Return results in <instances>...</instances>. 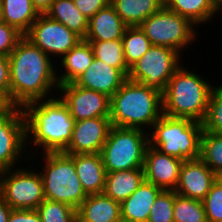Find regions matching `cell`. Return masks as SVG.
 Segmentation results:
<instances>
[{
  "instance_id": "cell-41",
  "label": "cell",
  "mask_w": 222,
  "mask_h": 222,
  "mask_svg": "<svg viewBox=\"0 0 222 222\" xmlns=\"http://www.w3.org/2000/svg\"><path fill=\"white\" fill-rule=\"evenodd\" d=\"M12 208L0 197V222H8Z\"/></svg>"
},
{
  "instance_id": "cell-19",
  "label": "cell",
  "mask_w": 222,
  "mask_h": 222,
  "mask_svg": "<svg viewBox=\"0 0 222 222\" xmlns=\"http://www.w3.org/2000/svg\"><path fill=\"white\" fill-rule=\"evenodd\" d=\"M128 26L120 18L111 3L99 10L88 21L86 41H109L122 39Z\"/></svg>"
},
{
  "instance_id": "cell-32",
  "label": "cell",
  "mask_w": 222,
  "mask_h": 222,
  "mask_svg": "<svg viewBox=\"0 0 222 222\" xmlns=\"http://www.w3.org/2000/svg\"><path fill=\"white\" fill-rule=\"evenodd\" d=\"M36 210L42 222H77L76 209L61 202L45 199Z\"/></svg>"
},
{
  "instance_id": "cell-5",
  "label": "cell",
  "mask_w": 222,
  "mask_h": 222,
  "mask_svg": "<svg viewBox=\"0 0 222 222\" xmlns=\"http://www.w3.org/2000/svg\"><path fill=\"white\" fill-rule=\"evenodd\" d=\"M202 123L165 114L149 130V145L163 154L185 160L200 158Z\"/></svg>"
},
{
  "instance_id": "cell-22",
  "label": "cell",
  "mask_w": 222,
  "mask_h": 222,
  "mask_svg": "<svg viewBox=\"0 0 222 222\" xmlns=\"http://www.w3.org/2000/svg\"><path fill=\"white\" fill-rule=\"evenodd\" d=\"M94 59L92 46L81 39L68 53L60 58L62 70L56 74L59 85L72 83L82 75ZM62 72V73H61Z\"/></svg>"
},
{
  "instance_id": "cell-27",
  "label": "cell",
  "mask_w": 222,
  "mask_h": 222,
  "mask_svg": "<svg viewBox=\"0 0 222 222\" xmlns=\"http://www.w3.org/2000/svg\"><path fill=\"white\" fill-rule=\"evenodd\" d=\"M45 14L74 31L82 39L85 38L89 19L80 12L73 0H54Z\"/></svg>"
},
{
  "instance_id": "cell-28",
  "label": "cell",
  "mask_w": 222,
  "mask_h": 222,
  "mask_svg": "<svg viewBox=\"0 0 222 222\" xmlns=\"http://www.w3.org/2000/svg\"><path fill=\"white\" fill-rule=\"evenodd\" d=\"M87 42L91 44L95 58L118 69L126 78L128 77L130 68L125 62L122 39Z\"/></svg>"
},
{
  "instance_id": "cell-31",
  "label": "cell",
  "mask_w": 222,
  "mask_h": 222,
  "mask_svg": "<svg viewBox=\"0 0 222 222\" xmlns=\"http://www.w3.org/2000/svg\"><path fill=\"white\" fill-rule=\"evenodd\" d=\"M174 222H208L203 201L176 194L174 201Z\"/></svg>"
},
{
  "instance_id": "cell-15",
  "label": "cell",
  "mask_w": 222,
  "mask_h": 222,
  "mask_svg": "<svg viewBox=\"0 0 222 222\" xmlns=\"http://www.w3.org/2000/svg\"><path fill=\"white\" fill-rule=\"evenodd\" d=\"M182 163V159L163 154L148 145L143 166L145 181L153 183L163 190H175Z\"/></svg>"
},
{
  "instance_id": "cell-24",
  "label": "cell",
  "mask_w": 222,
  "mask_h": 222,
  "mask_svg": "<svg viewBox=\"0 0 222 222\" xmlns=\"http://www.w3.org/2000/svg\"><path fill=\"white\" fill-rule=\"evenodd\" d=\"M39 15L31 0L0 1V20L14 27L23 36L28 33Z\"/></svg>"
},
{
  "instance_id": "cell-17",
  "label": "cell",
  "mask_w": 222,
  "mask_h": 222,
  "mask_svg": "<svg viewBox=\"0 0 222 222\" xmlns=\"http://www.w3.org/2000/svg\"><path fill=\"white\" fill-rule=\"evenodd\" d=\"M126 79L118 69L94 57L87 70L74 83L111 97Z\"/></svg>"
},
{
  "instance_id": "cell-18",
  "label": "cell",
  "mask_w": 222,
  "mask_h": 222,
  "mask_svg": "<svg viewBox=\"0 0 222 222\" xmlns=\"http://www.w3.org/2000/svg\"><path fill=\"white\" fill-rule=\"evenodd\" d=\"M74 160L77 176L87 195L104 192L107 172L100 153L69 155Z\"/></svg>"
},
{
  "instance_id": "cell-34",
  "label": "cell",
  "mask_w": 222,
  "mask_h": 222,
  "mask_svg": "<svg viewBox=\"0 0 222 222\" xmlns=\"http://www.w3.org/2000/svg\"><path fill=\"white\" fill-rule=\"evenodd\" d=\"M174 190H163L151 208L147 222H174Z\"/></svg>"
},
{
  "instance_id": "cell-35",
  "label": "cell",
  "mask_w": 222,
  "mask_h": 222,
  "mask_svg": "<svg viewBox=\"0 0 222 222\" xmlns=\"http://www.w3.org/2000/svg\"><path fill=\"white\" fill-rule=\"evenodd\" d=\"M208 222H222V177L212 184L202 200Z\"/></svg>"
},
{
  "instance_id": "cell-3",
  "label": "cell",
  "mask_w": 222,
  "mask_h": 222,
  "mask_svg": "<svg viewBox=\"0 0 222 222\" xmlns=\"http://www.w3.org/2000/svg\"><path fill=\"white\" fill-rule=\"evenodd\" d=\"M162 114V93L128 78L110 97L112 126L151 130Z\"/></svg>"
},
{
  "instance_id": "cell-23",
  "label": "cell",
  "mask_w": 222,
  "mask_h": 222,
  "mask_svg": "<svg viewBox=\"0 0 222 222\" xmlns=\"http://www.w3.org/2000/svg\"><path fill=\"white\" fill-rule=\"evenodd\" d=\"M144 181L143 168L110 172L106 175L103 193L121 204L130 197Z\"/></svg>"
},
{
  "instance_id": "cell-26",
  "label": "cell",
  "mask_w": 222,
  "mask_h": 222,
  "mask_svg": "<svg viewBox=\"0 0 222 222\" xmlns=\"http://www.w3.org/2000/svg\"><path fill=\"white\" fill-rule=\"evenodd\" d=\"M164 6L187 18L195 26L211 22L218 14L215 0H164Z\"/></svg>"
},
{
  "instance_id": "cell-6",
  "label": "cell",
  "mask_w": 222,
  "mask_h": 222,
  "mask_svg": "<svg viewBox=\"0 0 222 222\" xmlns=\"http://www.w3.org/2000/svg\"><path fill=\"white\" fill-rule=\"evenodd\" d=\"M40 173L45 199L67 204L77 210L88 196L77 176L74 160L63 152L43 153Z\"/></svg>"
},
{
  "instance_id": "cell-21",
  "label": "cell",
  "mask_w": 222,
  "mask_h": 222,
  "mask_svg": "<svg viewBox=\"0 0 222 222\" xmlns=\"http://www.w3.org/2000/svg\"><path fill=\"white\" fill-rule=\"evenodd\" d=\"M77 222H114L121 218V204L104 193L88 195L76 210Z\"/></svg>"
},
{
  "instance_id": "cell-36",
  "label": "cell",
  "mask_w": 222,
  "mask_h": 222,
  "mask_svg": "<svg viewBox=\"0 0 222 222\" xmlns=\"http://www.w3.org/2000/svg\"><path fill=\"white\" fill-rule=\"evenodd\" d=\"M23 35L0 20V56H9Z\"/></svg>"
},
{
  "instance_id": "cell-1",
  "label": "cell",
  "mask_w": 222,
  "mask_h": 222,
  "mask_svg": "<svg viewBox=\"0 0 222 222\" xmlns=\"http://www.w3.org/2000/svg\"><path fill=\"white\" fill-rule=\"evenodd\" d=\"M8 58L11 107L23 108L27 103L54 97L49 93L59 89L58 70L39 47L23 36Z\"/></svg>"
},
{
  "instance_id": "cell-20",
  "label": "cell",
  "mask_w": 222,
  "mask_h": 222,
  "mask_svg": "<svg viewBox=\"0 0 222 222\" xmlns=\"http://www.w3.org/2000/svg\"><path fill=\"white\" fill-rule=\"evenodd\" d=\"M162 191V188L144 181L121 203V218L128 222H147L155 199Z\"/></svg>"
},
{
  "instance_id": "cell-16",
  "label": "cell",
  "mask_w": 222,
  "mask_h": 222,
  "mask_svg": "<svg viewBox=\"0 0 222 222\" xmlns=\"http://www.w3.org/2000/svg\"><path fill=\"white\" fill-rule=\"evenodd\" d=\"M218 176L200 159L185 160L180 168L176 194L203 200Z\"/></svg>"
},
{
  "instance_id": "cell-39",
  "label": "cell",
  "mask_w": 222,
  "mask_h": 222,
  "mask_svg": "<svg viewBox=\"0 0 222 222\" xmlns=\"http://www.w3.org/2000/svg\"><path fill=\"white\" fill-rule=\"evenodd\" d=\"M8 222H42L36 209L33 210H15L12 209Z\"/></svg>"
},
{
  "instance_id": "cell-33",
  "label": "cell",
  "mask_w": 222,
  "mask_h": 222,
  "mask_svg": "<svg viewBox=\"0 0 222 222\" xmlns=\"http://www.w3.org/2000/svg\"><path fill=\"white\" fill-rule=\"evenodd\" d=\"M202 128L204 131L222 134V85H216L210 94Z\"/></svg>"
},
{
  "instance_id": "cell-14",
  "label": "cell",
  "mask_w": 222,
  "mask_h": 222,
  "mask_svg": "<svg viewBox=\"0 0 222 222\" xmlns=\"http://www.w3.org/2000/svg\"><path fill=\"white\" fill-rule=\"evenodd\" d=\"M111 127L109 117L75 121L72 139L63 153L67 155L101 153Z\"/></svg>"
},
{
  "instance_id": "cell-43",
  "label": "cell",
  "mask_w": 222,
  "mask_h": 222,
  "mask_svg": "<svg viewBox=\"0 0 222 222\" xmlns=\"http://www.w3.org/2000/svg\"><path fill=\"white\" fill-rule=\"evenodd\" d=\"M114 222H128V221L125 220V219H123V218H120V219H118V220H116V221H114Z\"/></svg>"
},
{
  "instance_id": "cell-8",
  "label": "cell",
  "mask_w": 222,
  "mask_h": 222,
  "mask_svg": "<svg viewBox=\"0 0 222 222\" xmlns=\"http://www.w3.org/2000/svg\"><path fill=\"white\" fill-rule=\"evenodd\" d=\"M139 27L152 45L166 46L179 53L198 38L196 27L190 20L165 6L144 20Z\"/></svg>"
},
{
  "instance_id": "cell-29",
  "label": "cell",
  "mask_w": 222,
  "mask_h": 222,
  "mask_svg": "<svg viewBox=\"0 0 222 222\" xmlns=\"http://www.w3.org/2000/svg\"><path fill=\"white\" fill-rule=\"evenodd\" d=\"M126 65L130 68L152 46L139 26L127 27L122 37Z\"/></svg>"
},
{
  "instance_id": "cell-9",
  "label": "cell",
  "mask_w": 222,
  "mask_h": 222,
  "mask_svg": "<svg viewBox=\"0 0 222 222\" xmlns=\"http://www.w3.org/2000/svg\"><path fill=\"white\" fill-rule=\"evenodd\" d=\"M26 169L14 167L0 172V197L15 210L37 209L45 200L39 171Z\"/></svg>"
},
{
  "instance_id": "cell-42",
  "label": "cell",
  "mask_w": 222,
  "mask_h": 222,
  "mask_svg": "<svg viewBox=\"0 0 222 222\" xmlns=\"http://www.w3.org/2000/svg\"><path fill=\"white\" fill-rule=\"evenodd\" d=\"M215 6H216L217 13L222 11V0H215Z\"/></svg>"
},
{
  "instance_id": "cell-4",
  "label": "cell",
  "mask_w": 222,
  "mask_h": 222,
  "mask_svg": "<svg viewBox=\"0 0 222 222\" xmlns=\"http://www.w3.org/2000/svg\"><path fill=\"white\" fill-rule=\"evenodd\" d=\"M187 69L181 65L168 81L162 93L163 114L202 123L215 85Z\"/></svg>"
},
{
  "instance_id": "cell-25",
  "label": "cell",
  "mask_w": 222,
  "mask_h": 222,
  "mask_svg": "<svg viewBox=\"0 0 222 222\" xmlns=\"http://www.w3.org/2000/svg\"><path fill=\"white\" fill-rule=\"evenodd\" d=\"M110 3L128 27L139 26L164 6V0H111Z\"/></svg>"
},
{
  "instance_id": "cell-30",
  "label": "cell",
  "mask_w": 222,
  "mask_h": 222,
  "mask_svg": "<svg viewBox=\"0 0 222 222\" xmlns=\"http://www.w3.org/2000/svg\"><path fill=\"white\" fill-rule=\"evenodd\" d=\"M200 159L218 177H222V134L202 131Z\"/></svg>"
},
{
  "instance_id": "cell-40",
  "label": "cell",
  "mask_w": 222,
  "mask_h": 222,
  "mask_svg": "<svg viewBox=\"0 0 222 222\" xmlns=\"http://www.w3.org/2000/svg\"><path fill=\"white\" fill-rule=\"evenodd\" d=\"M54 0H31L33 6L38 10L40 14H45L51 7Z\"/></svg>"
},
{
  "instance_id": "cell-2",
  "label": "cell",
  "mask_w": 222,
  "mask_h": 222,
  "mask_svg": "<svg viewBox=\"0 0 222 222\" xmlns=\"http://www.w3.org/2000/svg\"><path fill=\"white\" fill-rule=\"evenodd\" d=\"M22 109L26 121V144L42 148V153L63 152L68 147L75 120L60 96L27 103Z\"/></svg>"
},
{
  "instance_id": "cell-7",
  "label": "cell",
  "mask_w": 222,
  "mask_h": 222,
  "mask_svg": "<svg viewBox=\"0 0 222 222\" xmlns=\"http://www.w3.org/2000/svg\"><path fill=\"white\" fill-rule=\"evenodd\" d=\"M148 145V130L112 126L100 153L106 172L143 168Z\"/></svg>"
},
{
  "instance_id": "cell-11",
  "label": "cell",
  "mask_w": 222,
  "mask_h": 222,
  "mask_svg": "<svg viewBox=\"0 0 222 222\" xmlns=\"http://www.w3.org/2000/svg\"><path fill=\"white\" fill-rule=\"evenodd\" d=\"M26 143L23 109L3 107L0 110V172L16 167V162L19 164L28 147Z\"/></svg>"
},
{
  "instance_id": "cell-12",
  "label": "cell",
  "mask_w": 222,
  "mask_h": 222,
  "mask_svg": "<svg viewBox=\"0 0 222 222\" xmlns=\"http://www.w3.org/2000/svg\"><path fill=\"white\" fill-rule=\"evenodd\" d=\"M50 58L63 57L82 38L65 25L40 14L25 35Z\"/></svg>"
},
{
  "instance_id": "cell-38",
  "label": "cell",
  "mask_w": 222,
  "mask_h": 222,
  "mask_svg": "<svg viewBox=\"0 0 222 222\" xmlns=\"http://www.w3.org/2000/svg\"><path fill=\"white\" fill-rule=\"evenodd\" d=\"M75 6L88 19L107 6L111 0H73Z\"/></svg>"
},
{
  "instance_id": "cell-10",
  "label": "cell",
  "mask_w": 222,
  "mask_h": 222,
  "mask_svg": "<svg viewBox=\"0 0 222 222\" xmlns=\"http://www.w3.org/2000/svg\"><path fill=\"white\" fill-rule=\"evenodd\" d=\"M181 56L176 50L152 45L129 69L128 79L165 91L168 81L181 66Z\"/></svg>"
},
{
  "instance_id": "cell-37",
  "label": "cell",
  "mask_w": 222,
  "mask_h": 222,
  "mask_svg": "<svg viewBox=\"0 0 222 222\" xmlns=\"http://www.w3.org/2000/svg\"><path fill=\"white\" fill-rule=\"evenodd\" d=\"M9 89V58L8 56H0V104L3 107H11Z\"/></svg>"
},
{
  "instance_id": "cell-13",
  "label": "cell",
  "mask_w": 222,
  "mask_h": 222,
  "mask_svg": "<svg viewBox=\"0 0 222 222\" xmlns=\"http://www.w3.org/2000/svg\"><path fill=\"white\" fill-rule=\"evenodd\" d=\"M57 95L66 103L75 121L110 116V97L103 93L72 82L59 85Z\"/></svg>"
}]
</instances>
